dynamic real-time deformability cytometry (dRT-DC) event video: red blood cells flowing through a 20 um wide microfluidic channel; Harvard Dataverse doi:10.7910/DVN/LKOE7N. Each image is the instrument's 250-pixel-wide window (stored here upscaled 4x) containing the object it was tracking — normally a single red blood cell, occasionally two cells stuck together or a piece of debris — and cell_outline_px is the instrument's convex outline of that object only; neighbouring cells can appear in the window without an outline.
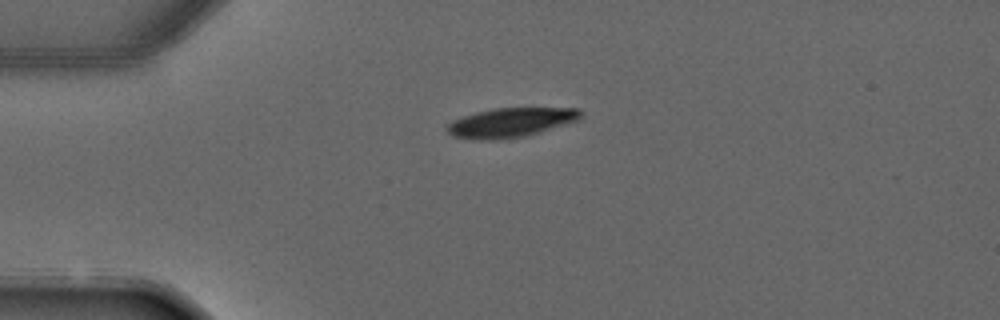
{"species": "common noctule bat (a hibernating species)", "species_latin": "Nyctalus noctula", "temperature_condition": "warm", "stored_images_in_passage": 2, "camera_frame_rate_fps": 3000, "um_per_image_px": 0.085, "animal": {"sex": "male", "forearm_length_mm": 52.5}, "frame": {"image": 1, "passage_image": 1, "time_ms": 0.0, "image_size_px": [1000, 320], "cell_outline_px": [[584, 116], [580, 120], [524, 136], [488, 140], [472, 140], [452, 136], [444, 128], [444, 124], [452, 120], [476, 112], [492, 108], [580, 108], [584, 112]], "centroid_in_image_um": [43.39, 10.4], "position_along_channel_um": 41.6, "area_um2": 23.12}}